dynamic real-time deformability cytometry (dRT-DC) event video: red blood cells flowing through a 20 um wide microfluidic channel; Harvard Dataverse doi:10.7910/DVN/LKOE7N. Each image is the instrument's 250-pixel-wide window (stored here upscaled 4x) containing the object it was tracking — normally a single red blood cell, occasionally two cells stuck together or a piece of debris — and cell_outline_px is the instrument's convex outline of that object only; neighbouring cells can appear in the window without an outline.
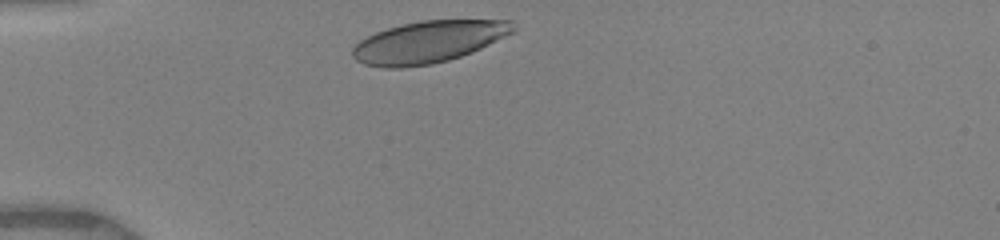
{"species": "human", "species_latin": "Homo sapiens", "temperature_condition": "warm", "stored_images_in_passage": 9, "camera_frame_rate_fps": 3000, "um_per_image_px": 0.085, "donor": {"sex": "female"}, "frame": {"image": 1, "passage_image": 2, "time_ms": 0.333, "image_size_px": [1000, 240], "cell_outline_px": [[516, 32], [472, 52], [448, 60], [432, 64], [400, 68], [384, 68], [364, 64], [356, 60], [352, 56], [352, 48], [360, 40], [376, 32], [388, 28], [420, 20], [512, 20], [516, 28]], "centroid_in_image_um": [36.44, 3.56], "position_along_channel_um": 48.6, "area_um2": 39.3}}
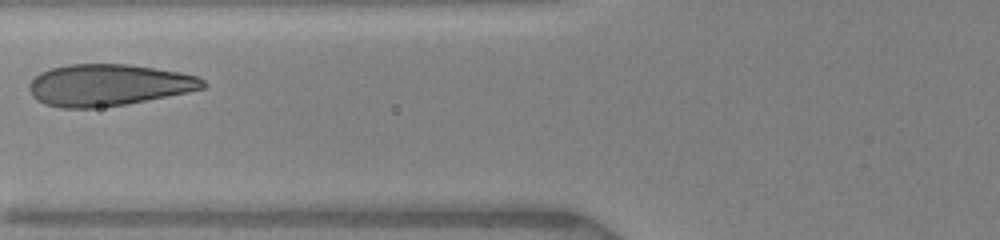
{"frame": {"image": 2, "passage_image": 6, "time_ms": 2.667, "image_size_px": [1000, 240], "cell_outline_px": [[208, 84], [204, 88], [188, 92], [128, 104], [92, 108], [60, 108], [44, 104], [36, 100], [32, 96], [28, 88], [28, 84], [40, 72], [48, 68], [68, 64], [128, 64], [180, 72], [196, 76], [204, 80]], "centroid_in_image_um": [9.18, 7.23], "position_along_channel_um": 116.6, "area_um2": 42.48}}
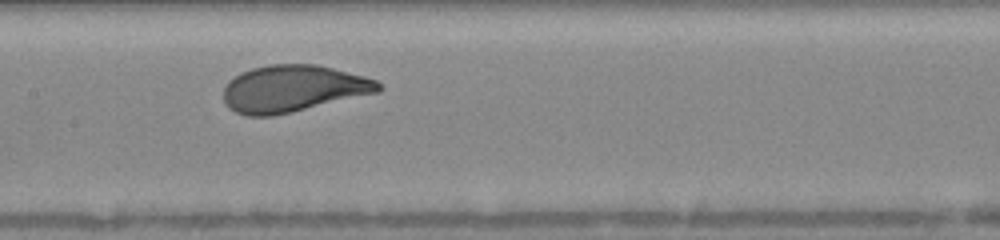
{"frame": {"image": 3, "passage_image": 8, "time_ms": 4.333, "image_size_px": [1000, 240], "cell_outline_px": [[384, 88], [380, 92], [292, 112], [272, 116], [248, 116], [236, 112], [228, 108], [224, 104], [224, 88], [228, 80], [240, 72], [252, 68], [268, 64], [316, 64], [364, 76], [376, 80]], "centroid_in_image_um": [24.9, 7.53], "position_along_channel_um": 182.5, "area_um2": 42.54}}